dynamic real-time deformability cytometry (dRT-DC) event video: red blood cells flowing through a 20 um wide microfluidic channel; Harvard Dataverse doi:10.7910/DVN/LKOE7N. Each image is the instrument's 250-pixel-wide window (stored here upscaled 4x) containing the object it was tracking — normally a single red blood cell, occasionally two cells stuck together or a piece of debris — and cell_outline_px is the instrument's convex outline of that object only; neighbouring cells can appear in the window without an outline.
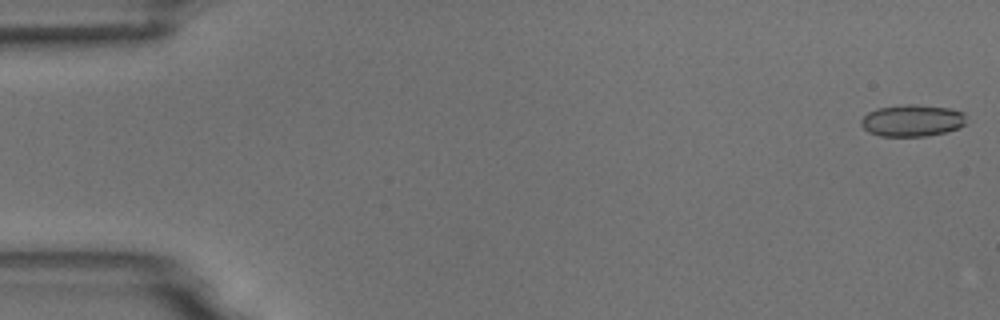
{"species": "common noctule bat (a hibernating species)", "species_latin": "Nyctalus noctula", "temperature_condition": "room temperature", "stored_images_in_passage": 7, "camera_frame_rate_fps": 3000, "um_per_image_px": 0.085, "animal": {"sex": "male", "body_mass_g": 18.8}, "frame": {"image": 1, "passage_image": 1, "time_ms": 0.0, "image_size_px": [1000, 320], "cell_outline_px": [[964, 124], [956, 128], [944, 132], [924, 136], [880, 136], [868, 132], [860, 124], [860, 120], [868, 112], [876, 108], [908, 104], [916, 104], [948, 108], [964, 112]], "centroid_in_image_um": [77.48, 10.24], "position_along_channel_um": 7.5, "area_um2": 19.36}}
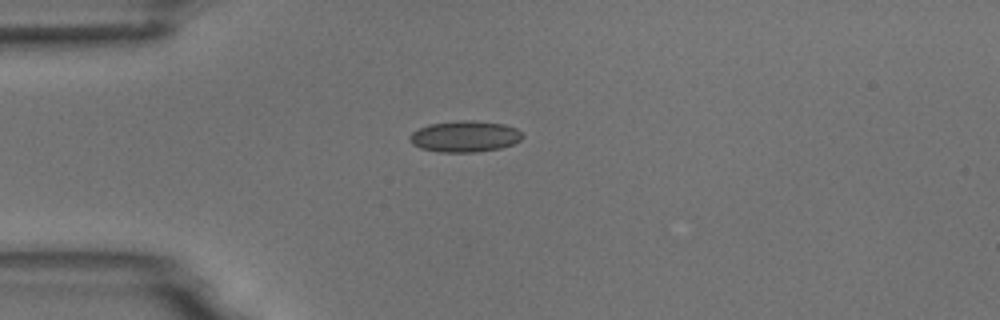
{"frame": {"image": 2, "passage_image": 5, "time_ms": 4.333, "image_size_px": [1000, 320], "cell_outline_px": [[524, 136], [520, 140], [512, 144], [500, 148], [476, 152], [440, 152], [420, 148], [412, 144], [408, 140], [408, 136], [412, 132], [428, 124], [456, 120], [472, 120], [504, 124], [516, 128]], "centroid_in_image_um": [39.48, 11.59], "position_along_channel_um": 45.5, "area_um2": 20.63}}
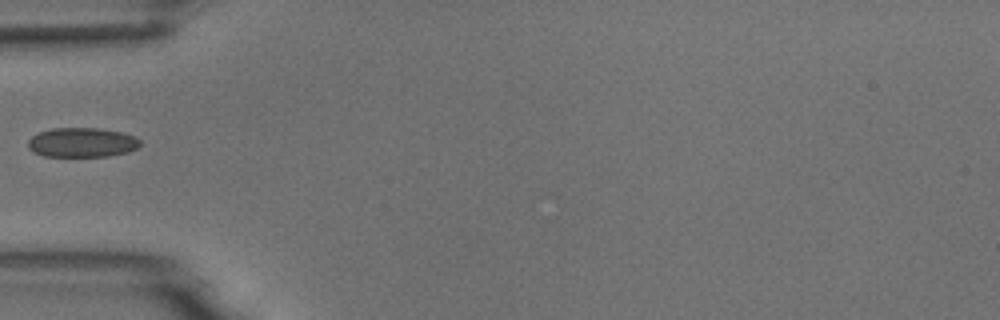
{"frame": {"image": 3, "passage_image": 6, "time_ms": 5.667, "image_size_px": [1000, 320], "cell_outline_px": [[140, 144], [136, 148], [128, 152], [108, 156], [44, 156], [32, 152], [28, 148], [28, 140], [32, 136], [40, 132], [52, 128], [100, 128], [120, 132], [132, 136], [140, 140]], "centroid_in_image_um": [6.93, 12.11], "position_along_channel_um": 78.1, "area_um2": 19.19}}